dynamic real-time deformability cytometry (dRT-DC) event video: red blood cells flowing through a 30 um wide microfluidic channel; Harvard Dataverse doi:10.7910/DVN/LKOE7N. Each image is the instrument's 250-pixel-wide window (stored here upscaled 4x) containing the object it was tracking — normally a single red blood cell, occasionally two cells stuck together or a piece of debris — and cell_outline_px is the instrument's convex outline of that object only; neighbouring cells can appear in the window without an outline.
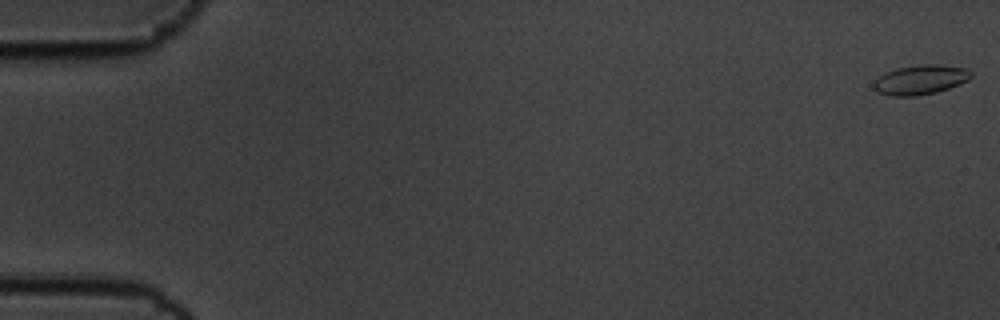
{"species": "common noctule bat (a hibernating species)", "species_latin": "Nyctalus noctula", "temperature_condition": "cold", "stored_images_in_passage": 7, "camera_frame_rate_fps": 3000, "um_per_image_px": 0.085, "animal": {"sex": "male", "body_mass_g": 19.5, "forearm_length_mm": 54.6}, "frame": {"image": 1, "passage_image": 1, "time_ms": 0.0, "image_size_px": [1000, 320], "cell_outline_px": [[972, 76], [968, 80], [960, 84], [936, 92], [916, 96], [892, 96], [876, 92], [872, 88], [872, 84], [884, 72], [896, 68], [920, 64], [940, 64], [964, 68], [972, 72]], "centroid_in_image_um": [78.21, 6.77], "position_along_channel_um": 6.8, "area_um2": 16.94}}
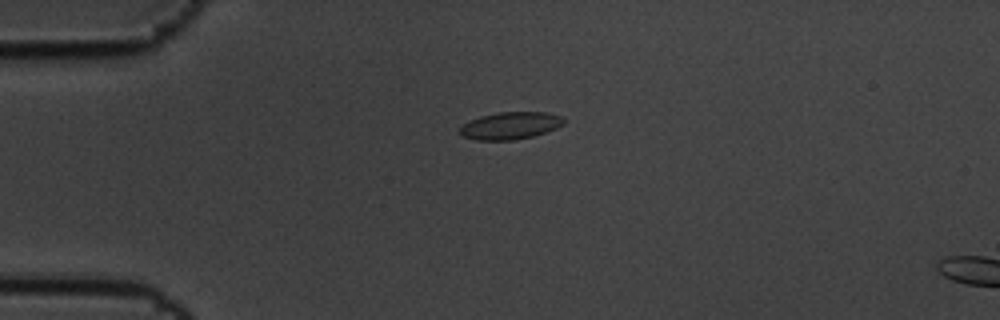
{"frame": {"image": 2, "passage_image": 5, "time_ms": 1.333, "image_size_px": [1000, 320], "cell_outline_px": [[564, 124], [556, 128], [532, 136], [516, 140], [476, 140], [460, 136], [460, 128], [464, 124], [480, 116], [500, 112], [544, 112], [560, 116], [564, 120]], "centroid_in_image_um": [43.36, 10.69], "position_along_channel_um": 41.6, "area_um2": 16.36}}